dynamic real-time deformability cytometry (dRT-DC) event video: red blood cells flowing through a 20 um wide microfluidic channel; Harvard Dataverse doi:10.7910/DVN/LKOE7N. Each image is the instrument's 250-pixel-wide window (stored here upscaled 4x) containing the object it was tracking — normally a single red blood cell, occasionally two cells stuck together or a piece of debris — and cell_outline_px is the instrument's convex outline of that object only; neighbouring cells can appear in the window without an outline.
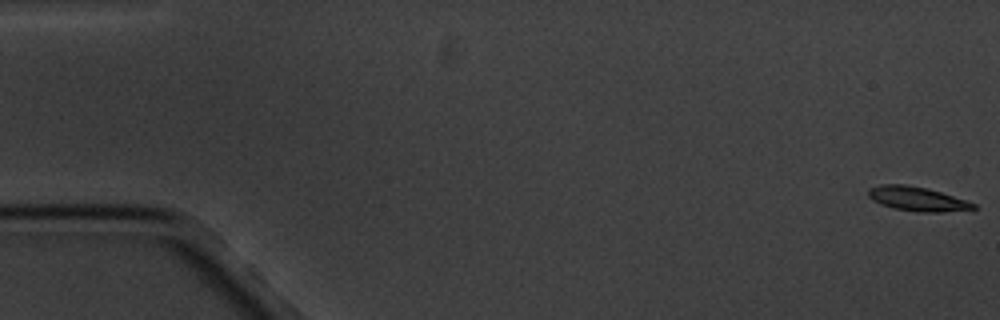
{"species": "common noctule bat (a hibernating species)", "species_latin": "Nyctalus noctula", "temperature_condition": "cold", "stored_images_in_passage": 2, "camera_frame_rate_fps": 3000, "um_per_image_px": 0.085, "animal": {"sex": "male", "body_mass_g": 20.1, "forearm_length_mm": 53.5}, "frame": {"image": 1, "passage_image": 1, "time_ms": 0.0, "image_size_px": [1000, 320], "cell_outline_px": [[976, 208], [940, 212], [920, 212], [892, 208], [880, 204], [872, 200], [868, 196], [868, 188], [880, 184], [904, 184], [924, 188], [940, 192], [976, 204]], "centroid_in_image_um": [77.88, 16.9], "position_along_channel_um": 7.1, "area_um2": 14.62}}